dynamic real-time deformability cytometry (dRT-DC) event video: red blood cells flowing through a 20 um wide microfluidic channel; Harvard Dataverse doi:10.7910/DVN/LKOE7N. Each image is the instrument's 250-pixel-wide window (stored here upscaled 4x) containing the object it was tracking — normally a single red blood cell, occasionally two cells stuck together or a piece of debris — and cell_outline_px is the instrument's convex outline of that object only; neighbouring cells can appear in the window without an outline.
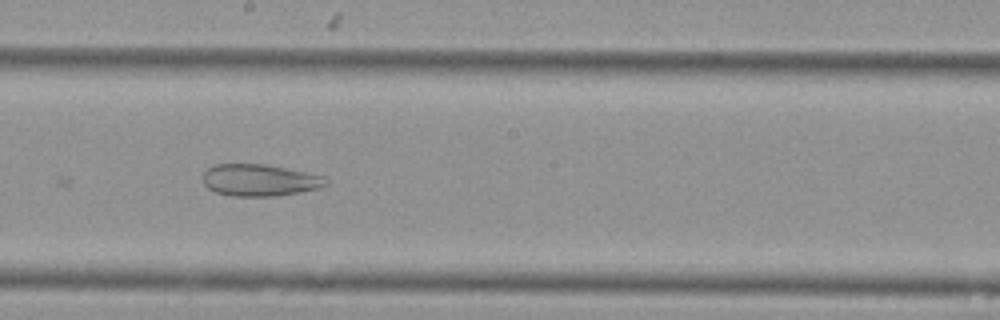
{"species": "Egyptian fruit bat (a non-hibernating species)", "species_latin": "Rousettus aegyptiacus", "temperature_condition": "cold", "stored_images_in_passage": 6, "camera_frame_rate_fps": 3000, "um_per_image_px": 0.085, "animal": {"sex": "female"}, "frame": {"image": 1, "passage_image": 6, "time_ms": 1.667, "image_size_px": [1000, 320], "cell_outline_px": [[328, 184], [320, 188], [300, 192], [276, 196], [232, 196], [216, 192], [208, 188], [204, 184], [204, 172], [208, 168], [216, 164], [264, 164], [324, 176], [328, 180]], "centroid_in_image_um": [22.08, 15.32], "position_along_channel_um": 226.1, "area_um2": 22.72}}